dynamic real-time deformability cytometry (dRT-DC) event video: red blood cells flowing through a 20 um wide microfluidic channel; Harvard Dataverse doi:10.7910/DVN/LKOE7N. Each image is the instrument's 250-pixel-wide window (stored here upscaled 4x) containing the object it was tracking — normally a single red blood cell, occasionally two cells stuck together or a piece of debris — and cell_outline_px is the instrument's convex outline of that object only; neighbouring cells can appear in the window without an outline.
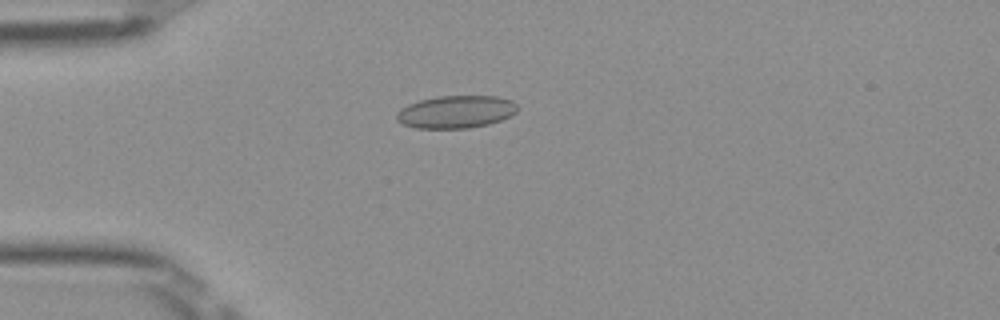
{"species": "Egyptian fruit bat (a non-hibernating species)", "species_latin": "Rousettus aegyptiacus", "temperature_condition": "room temperature", "stored_images_in_passage": 51, "camera_frame_rate_fps": 3000, "um_per_image_px": 0.085, "frame": {"image": 1, "passage_image": 14, "time_ms": 4.333, "image_size_px": [1000, 320], "cell_outline_px": [[516, 112], [512, 116], [488, 124], [468, 128], [416, 128], [404, 124], [396, 120], [396, 112], [400, 108], [408, 104], [420, 100], [436, 96], [496, 96], [512, 100], [516, 104]], "centroid_in_image_um": [38.74, 9.5], "position_along_channel_um": 46.3, "area_um2": 23.0}}
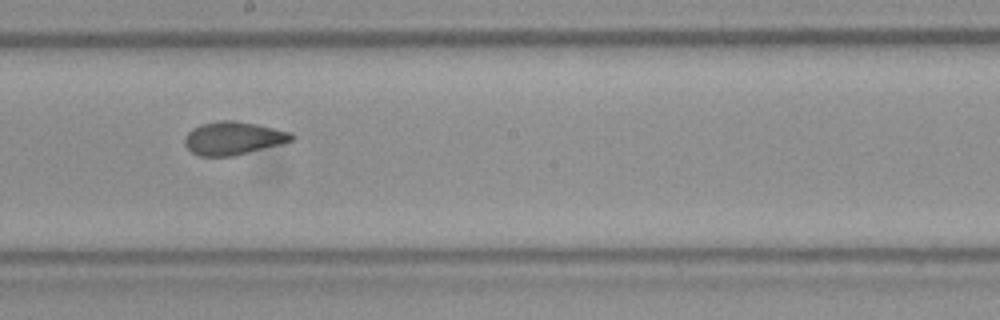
{"frame": {"image": 2, "passage_image": 29, "time_ms": 9.333, "image_size_px": [1000, 320], "cell_outline_px": [[296, 136], [292, 140], [280, 144], [232, 156], [200, 156], [192, 152], [184, 144], [184, 136], [192, 128], [204, 124], [220, 120], [236, 120], [260, 124], [292, 132]], "centroid_in_image_um": [19.84, 11.73], "position_along_channel_um": 228.4, "area_um2": 20.69}}
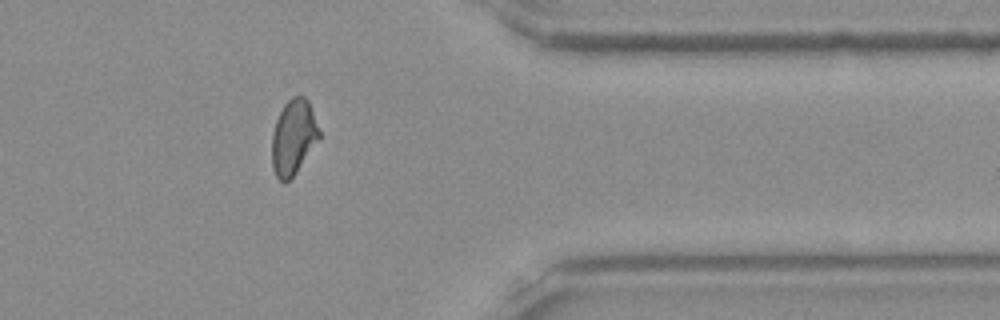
{"frame": {"image": 3, "passage_image": 42, "time_ms": 13.667, "image_size_px": [1000, 320], "cell_outline_px": [[320, 136], [296, 172], [284, 184], [276, 176], [272, 168], [272, 136], [276, 120], [284, 104], [292, 96], [304, 96], [308, 100], [320, 132]], "centroid_in_image_um": [24.92, 11.65], "position_along_channel_um": 386.5, "area_um2": 20.35}, "authors_computed_cell_mechanics": {"area_um2": 21.1548, "velocity_mm_per_s": 3.9897, "shape_relaxation_time_tau1_ms": 6.7533, "shape_relaxation_time_tau2_ms": 0.9293, "deformation_change_tau1": 0.1307, "deformation_change_tau2": 0.0672}}